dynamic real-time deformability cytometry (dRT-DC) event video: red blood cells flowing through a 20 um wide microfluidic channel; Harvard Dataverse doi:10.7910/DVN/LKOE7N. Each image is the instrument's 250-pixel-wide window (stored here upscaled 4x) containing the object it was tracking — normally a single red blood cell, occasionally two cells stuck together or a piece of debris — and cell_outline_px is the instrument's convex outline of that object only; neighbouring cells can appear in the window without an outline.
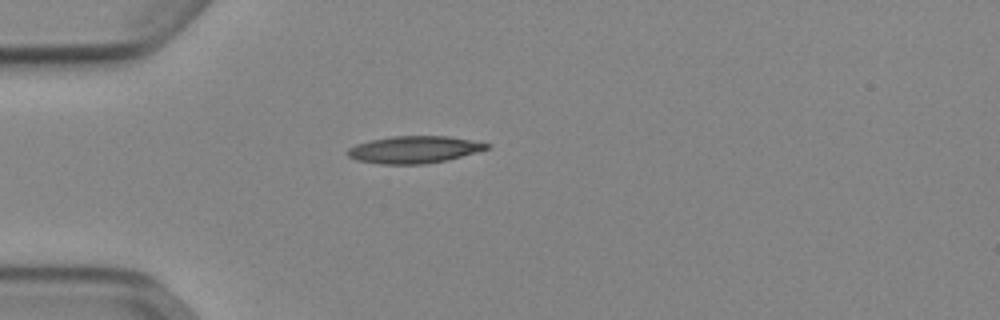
{"species": "Egyptian fruit bat (a non-hibernating species)", "species_latin": "Rousettus aegyptiacus", "temperature_condition": "cold", "stored_images_in_passage": 38, "camera_frame_rate_fps": 3000, "um_per_image_px": 0.085, "animal": {"sex": "female"}, "frame": {"image": 1, "passage_image": 1, "time_ms": 0.0, "image_size_px": [1000, 320], "cell_outline_px": [[492, 144], [488, 148], [476, 152], [448, 160], [424, 164], [380, 164], [356, 160], [348, 156], [344, 152], [348, 148], [356, 144], [372, 140], [392, 136], [448, 136]], "centroid_in_image_um": [35.17, 12.72], "position_along_channel_um": 49.8, "area_um2": 22.02}}
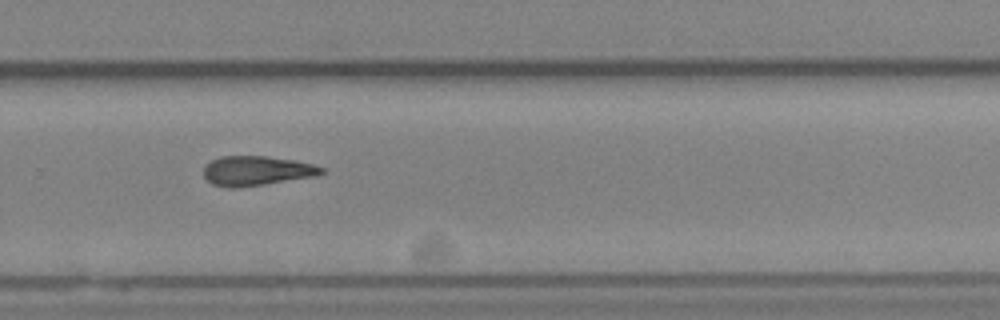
{"frame": {"image": 2, "passage_image": 22, "time_ms": 7.0, "image_size_px": [1000, 320], "cell_outline_px": [[324, 172], [316, 176], [264, 184], [236, 188], [228, 188], [212, 184], [204, 176], [204, 164], [220, 156], [264, 156], [292, 160], [312, 164], [324, 168]], "centroid_in_image_um": [21.77, 14.52], "position_along_channel_um": 308.0, "area_um2": 20.23}}
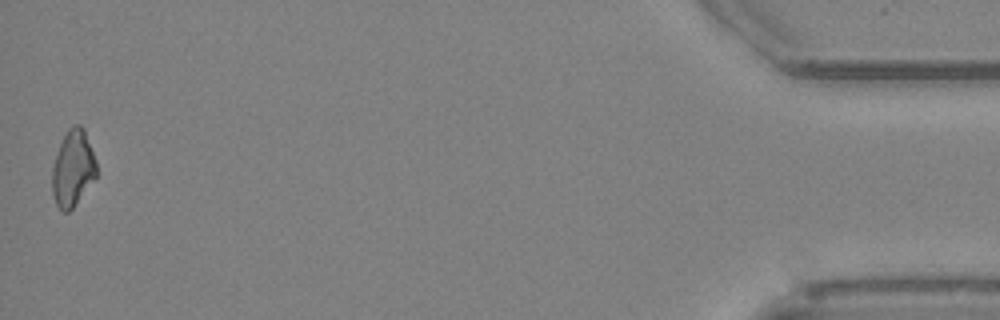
{"frame": {"image": 3, "passage_image": 38, "time_ms": 12.333, "image_size_px": [1000, 320], "cell_outline_px": [[96, 176], [72, 208], [68, 212], [64, 212], [56, 204], [52, 192], [52, 168], [60, 144], [68, 128], [76, 124], [80, 124], [84, 128], [96, 160]], "centroid_in_image_um": [6.19, 14.29], "position_along_channel_um": 429.0, "area_um2": 19.36}}